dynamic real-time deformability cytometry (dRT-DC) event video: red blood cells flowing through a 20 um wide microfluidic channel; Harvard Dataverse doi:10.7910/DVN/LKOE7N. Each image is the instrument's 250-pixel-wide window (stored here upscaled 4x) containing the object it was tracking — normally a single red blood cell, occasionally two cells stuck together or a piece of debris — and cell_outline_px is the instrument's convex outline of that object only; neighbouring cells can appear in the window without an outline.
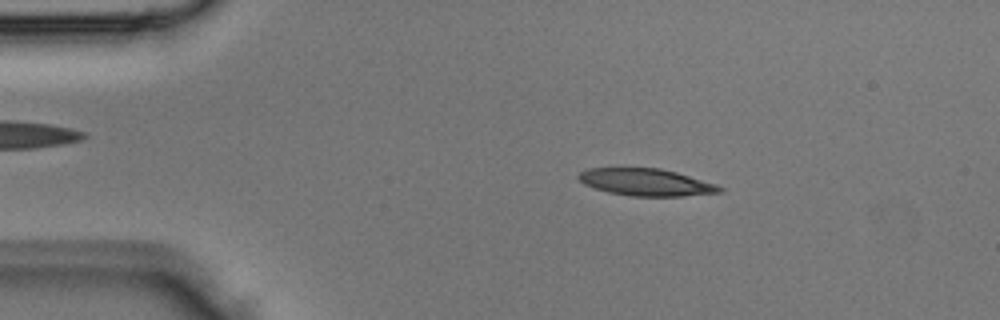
{"species": "Egyptian fruit bat (a non-hibernating species)", "species_latin": "Rousettus aegyptiacus", "temperature_condition": "room temperature", "stored_images_in_passage": 3, "camera_frame_rate_fps": 3000, "um_per_image_px": 0.085, "animal": {"sex": "male"}, "frame": {"image": 1, "passage_image": 2, "time_ms": 0.333, "image_size_px": [1000, 320], "cell_outline_px": [[724, 188], [720, 192], [680, 196], [632, 196], [608, 192], [584, 184], [576, 176], [580, 172], [588, 168], [660, 168], [676, 172], [716, 184]], "centroid_in_image_um": [54.89, 15.48], "position_along_channel_um": 30.1, "area_um2": 22.08}}